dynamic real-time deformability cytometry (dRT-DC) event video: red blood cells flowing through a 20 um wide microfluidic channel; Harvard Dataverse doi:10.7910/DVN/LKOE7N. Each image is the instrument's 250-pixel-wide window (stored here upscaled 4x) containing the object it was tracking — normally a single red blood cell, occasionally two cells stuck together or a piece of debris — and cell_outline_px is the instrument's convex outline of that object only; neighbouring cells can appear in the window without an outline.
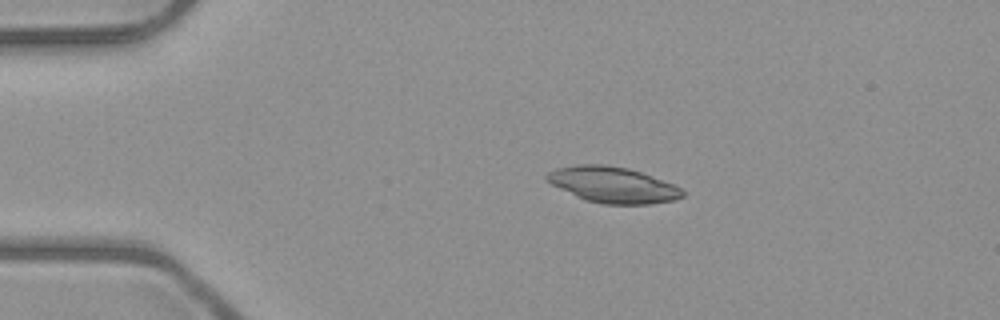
{"species": "common noctule bat (a hibernating species)", "species_latin": "Nyctalus noctula", "temperature_condition": "room temperature", "stored_images_in_passage": 3, "camera_frame_rate_fps": 3000, "um_per_image_px": 0.085, "animal": {"sex": "male", "body_mass_g": 23.1, "forearm_length_mm": 52.7}, "frame": {"image": 1, "passage_image": 2, "time_ms": 1.333, "image_size_px": [1000, 320], "cell_outline_px": [[684, 196], [676, 200], [652, 204], [604, 204], [584, 200], [552, 184], [544, 176], [548, 172], [556, 168], [576, 164], [604, 164], [628, 168], [640, 172], [672, 184], [680, 188], [684, 192]], "centroid_in_image_um": [52.08, 15.71], "position_along_channel_um": 32.9, "area_um2": 28.26}}